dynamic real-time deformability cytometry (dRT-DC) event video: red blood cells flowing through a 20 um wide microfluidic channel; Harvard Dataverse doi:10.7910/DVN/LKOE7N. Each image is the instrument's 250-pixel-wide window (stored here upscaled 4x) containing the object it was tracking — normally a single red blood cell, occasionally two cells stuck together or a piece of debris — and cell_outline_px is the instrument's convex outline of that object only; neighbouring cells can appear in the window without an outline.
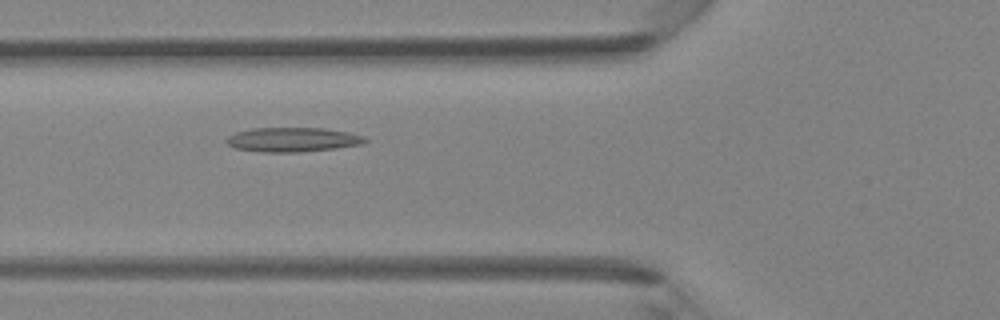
{"species": "Egyptian fruit bat (a non-hibernating species)", "species_latin": "Rousettus aegyptiacus", "temperature_condition": "room temperature", "stored_images_in_passage": 35, "camera_frame_rate_fps": 3000, "um_per_image_px": 0.085, "animal": {"sex": "female"}, "frame": {"image": 1, "passage_image": 9, "time_ms": 2.667, "image_size_px": [1000, 320], "cell_outline_px": [[368, 140], [364, 144], [336, 148], [300, 152], [260, 152], [236, 148], [228, 144], [224, 140], [228, 136], [236, 132], [252, 128], [324, 128], [348, 132], [364, 136]], "centroid_in_image_um": [24.88, 11.87], "position_along_channel_um": 100.9, "area_um2": 19.77}}
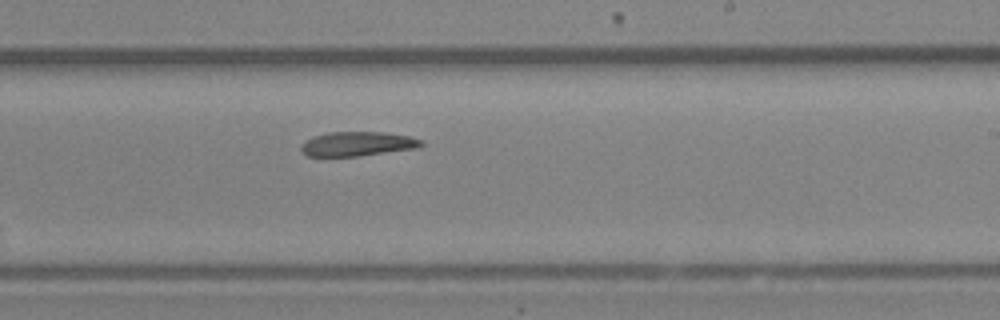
{"frame": {"image": 2, "passage_image": 19, "time_ms": 6.0, "image_size_px": [1000, 320], "cell_outline_px": [[424, 144], [416, 148], [356, 156], [308, 156], [300, 152], [300, 144], [312, 136], [328, 132], [380, 132], [412, 136], [420, 140]], "centroid_in_image_um": [30.32, 12.22], "position_along_channel_um": 258.7, "area_um2": 17.05}}
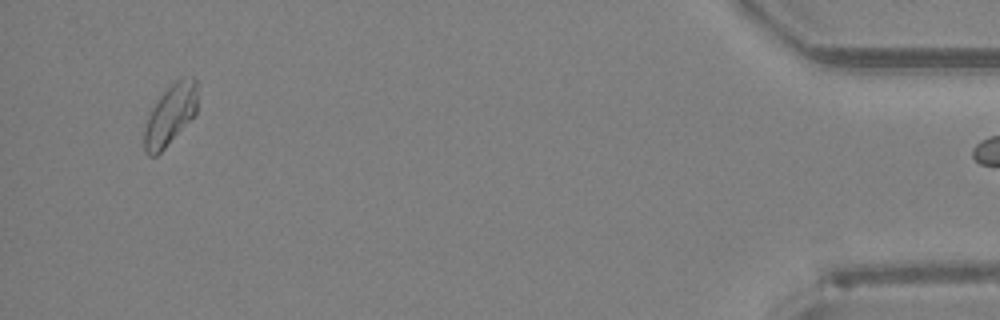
{"frame": {"image": 3, "passage_image": 34, "time_ms": 11.0, "image_size_px": [1000, 320], "cell_outline_px": [[196, 112], [164, 148], [156, 156], [148, 156], [144, 152], [144, 128], [148, 116], [152, 108], [160, 96], [176, 80], [192, 76], [196, 80]], "centroid_in_image_um": [14.43, 9.78], "position_along_channel_um": 420.8, "area_um2": 18.21}}